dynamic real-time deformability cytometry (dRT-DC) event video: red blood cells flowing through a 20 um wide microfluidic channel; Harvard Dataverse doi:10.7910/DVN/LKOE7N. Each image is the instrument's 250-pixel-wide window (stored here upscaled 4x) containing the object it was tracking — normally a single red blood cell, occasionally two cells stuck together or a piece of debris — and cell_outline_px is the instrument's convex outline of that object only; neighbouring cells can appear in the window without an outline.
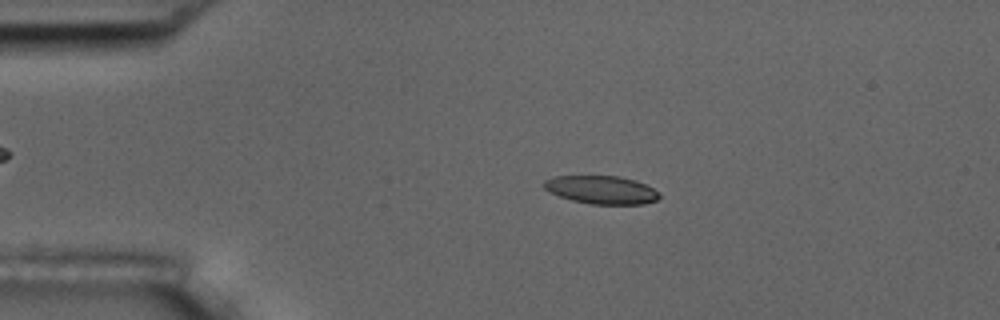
{"species": "common noctule bat (a hibernating species)", "species_latin": "Nyctalus noctula", "temperature_condition": "room temperature", "stored_images_in_passage": 9, "camera_frame_rate_fps": 3000, "um_per_image_px": 0.085, "animal": {"sex": "male", "body_mass_g": 17.5, "forearm_length_mm": 52.3}, "frame": {"image": 1, "passage_image": 4, "time_ms": 3.667, "image_size_px": [1000, 320], "cell_outline_px": [[660, 196], [656, 200], [644, 204], [588, 204], [572, 200], [560, 196], [544, 188], [540, 184], [544, 180], [556, 176], [620, 176], [636, 180], [660, 192]], "centroid_in_image_um": [51.12, 16.13], "position_along_channel_um": 33.9, "area_um2": 18.96}}
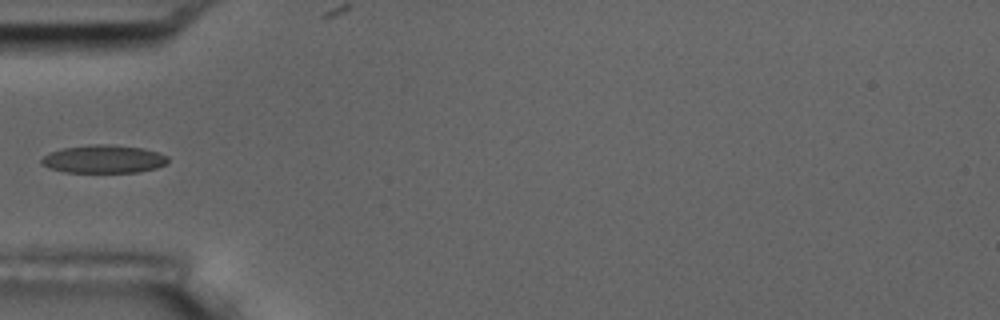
{"frame": {"image": 2, "passage_image": 6, "time_ms": 6.0, "image_size_px": [1000, 320], "cell_outline_px": [[168, 160], [164, 164], [156, 168], [136, 172], [64, 172], [40, 164], [40, 160], [48, 152], [64, 148], [88, 144], [108, 144], [140, 148], [156, 152], [168, 156]], "centroid_in_image_um": [8.76, 13.52], "position_along_channel_um": 76.2, "area_um2": 20.52}}
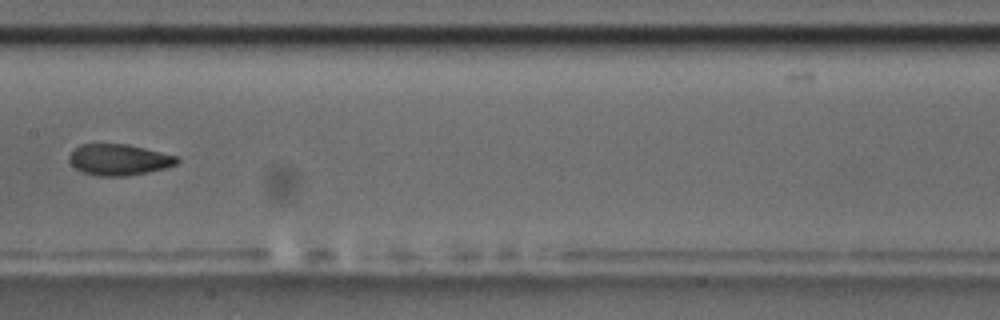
{"frame": {"image": 3, "passage_image": 9, "time_ms": 9.333, "image_size_px": [1000, 320], "cell_outline_px": [[180, 160], [176, 164], [164, 168], [148, 172], [128, 176], [96, 176], [84, 172], [76, 168], [68, 160], [68, 156], [80, 144], [128, 144], [180, 156]], "centroid_in_image_um": [10.14, 13.57], "position_along_channel_um": 197.3, "area_um2": 19.65}}